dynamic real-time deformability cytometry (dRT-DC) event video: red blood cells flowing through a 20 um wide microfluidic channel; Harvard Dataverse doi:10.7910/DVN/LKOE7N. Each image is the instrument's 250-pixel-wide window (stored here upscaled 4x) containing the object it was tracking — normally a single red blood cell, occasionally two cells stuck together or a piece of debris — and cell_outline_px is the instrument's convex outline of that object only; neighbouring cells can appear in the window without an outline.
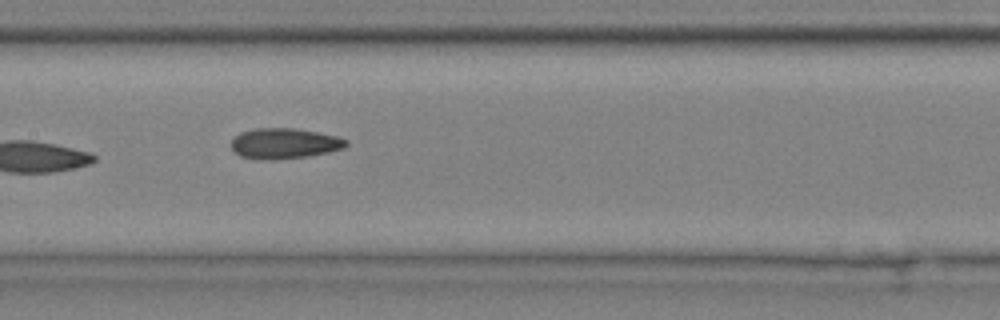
{"species": "common noctule bat (a hibernating species)", "species_latin": "Nyctalus noctula", "temperature_condition": "cold", "stored_images_in_passage": 12, "camera_frame_rate_fps": 3000, "um_per_image_px": 0.085, "animal": {"sex": "male", "body_mass_g": 20.4}, "frame": {"image": 1, "passage_image": 6, "time_ms": 1.667, "image_size_px": [1000, 320], "cell_outline_px": [[348, 144], [344, 148], [328, 152], [308, 156], [272, 160], [260, 160], [240, 156], [232, 148], [232, 140], [240, 132], [252, 128], [292, 128], [316, 132], [336, 136], [348, 140]], "centroid_in_image_um": [24.16, 12.19], "position_along_channel_um": 183.2, "area_um2": 20.4}}
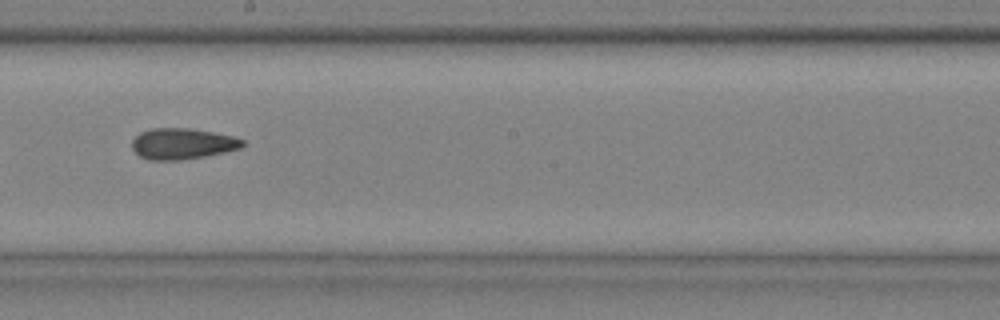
{"frame": {"image": 2, "passage_image": 7, "time_ms": 2.0, "image_size_px": [1000, 320], "cell_outline_px": [[244, 148], [204, 156], [180, 160], [148, 160], [140, 156], [132, 148], [132, 140], [140, 132], [152, 128], [188, 128], [212, 132], [232, 136], [244, 140]], "centroid_in_image_um": [15.5, 12.22], "position_along_channel_um": 232.7, "area_um2": 19.94}}
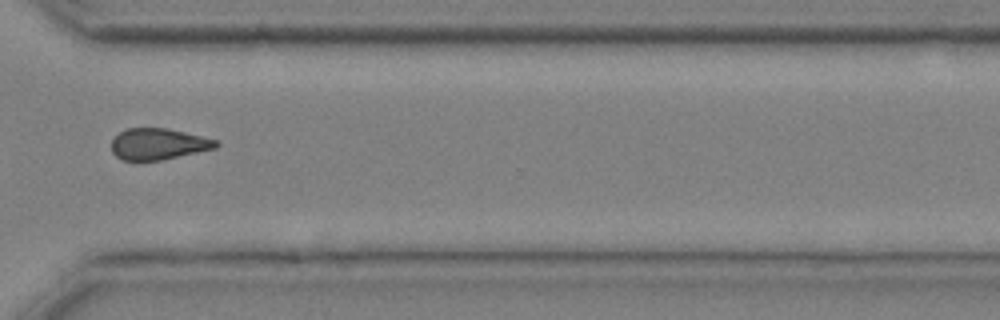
{"frame": {"image": 3, "passage_image": 10, "time_ms": 3.0, "image_size_px": [1000, 320], "cell_outline_px": [[220, 144], [216, 148], [160, 160], [124, 160], [116, 156], [112, 152], [112, 140], [120, 132], [128, 128], [168, 128], [220, 140]], "centroid_in_image_um": [13.5, 12.23], "position_along_channel_um": 357.1, "area_um2": 19.02}}